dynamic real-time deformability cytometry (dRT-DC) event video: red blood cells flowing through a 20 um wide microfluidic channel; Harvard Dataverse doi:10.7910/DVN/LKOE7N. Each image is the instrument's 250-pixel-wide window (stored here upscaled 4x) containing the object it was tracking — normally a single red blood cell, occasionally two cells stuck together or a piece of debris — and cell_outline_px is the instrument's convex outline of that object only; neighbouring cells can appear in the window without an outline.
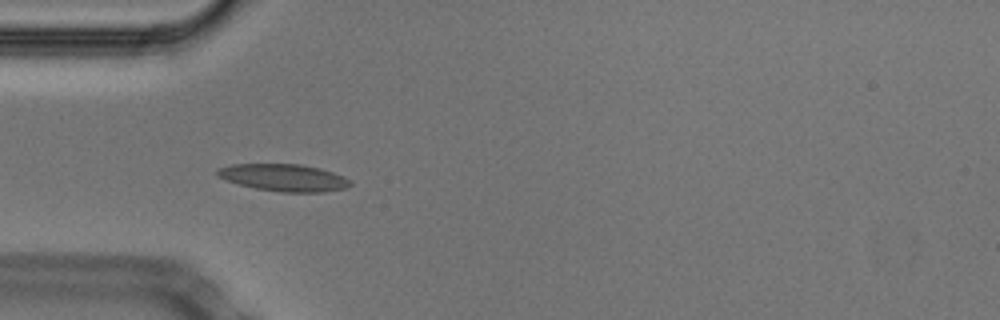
{"species": "Egyptian fruit bat (a non-hibernating species)", "species_latin": "Rousettus aegyptiacus", "temperature_condition": "cold", "stored_images_in_passage": 44, "camera_frame_rate_fps": 3000, "um_per_image_px": 0.085, "animal": {"sex": "male"}, "frame": {"image": 1, "passage_image": 7, "time_ms": 2.0, "image_size_px": [1000, 320], "cell_outline_px": [[352, 184], [344, 188], [324, 192], [280, 192], [256, 188], [240, 184], [216, 176], [216, 168], [232, 164], [300, 164], [320, 168], [344, 176], [352, 180]], "centroid_in_image_um": [24.14, 15.09], "position_along_channel_um": 60.9, "area_um2": 21.04}}
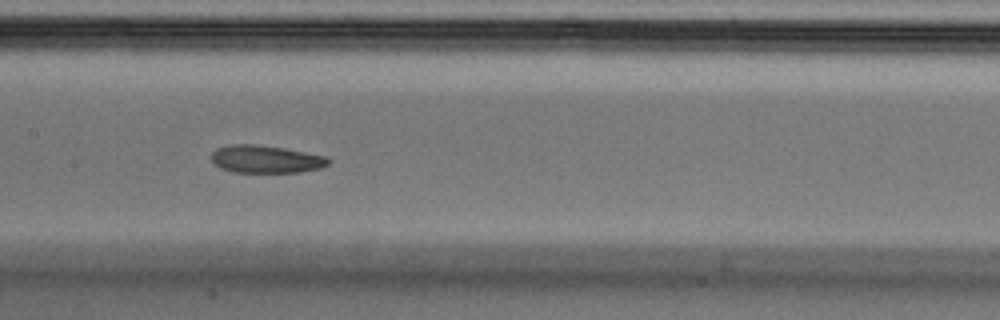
{"frame": {"image": 2, "passage_image": 17, "time_ms": 5.333, "image_size_px": [1000, 320], "cell_outline_px": [[332, 160], [328, 164], [320, 168], [300, 172], [232, 172], [220, 168], [212, 160], [212, 152], [216, 148], [232, 144], [256, 144], [284, 148], [324, 156]], "centroid_in_image_um": [22.58, 13.53], "position_along_channel_um": 184.8, "area_um2": 18.79}}
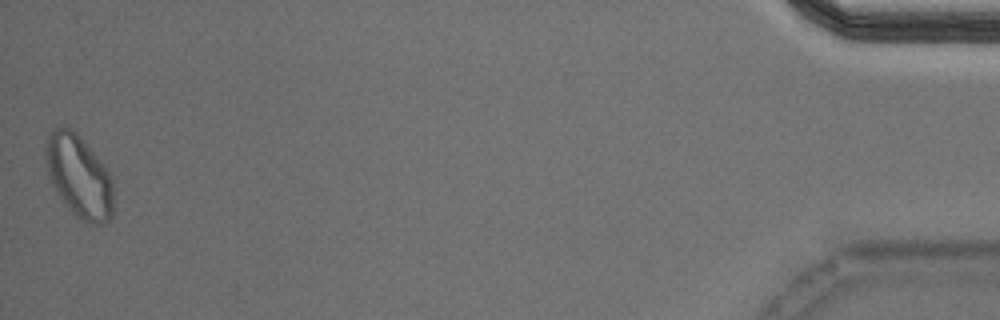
{"frame": {"image": 3, "passage_image": 44, "time_ms": 14.333, "image_size_px": [1000, 320], "cell_outline_px": [[112, 216], [104, 224], [92, 224], [80, 220], [64, 204], [56, 192], [48, 176], [44, 160], [44, 148], [48, 132], [52, 128], [68, 128], [76, 132], [100, 160], [108, 172], [112, 180]], "centroid_in_image_um": [6.66, 14.99], "position_along_channel_um": 428.5, "area_um2": 32.71}, "authors_computed_cell_mechanics": {"area_um2": 19.941, "velocity_mm_per_s": 3.7443, "shape_relaxation_time_tau1_ms": 8.4129, "shape_relaxation_time_tau2_ms": 5.0968, "deformation_change_tau1": 0.142, "deformation_change_tau2": 0.1187}}